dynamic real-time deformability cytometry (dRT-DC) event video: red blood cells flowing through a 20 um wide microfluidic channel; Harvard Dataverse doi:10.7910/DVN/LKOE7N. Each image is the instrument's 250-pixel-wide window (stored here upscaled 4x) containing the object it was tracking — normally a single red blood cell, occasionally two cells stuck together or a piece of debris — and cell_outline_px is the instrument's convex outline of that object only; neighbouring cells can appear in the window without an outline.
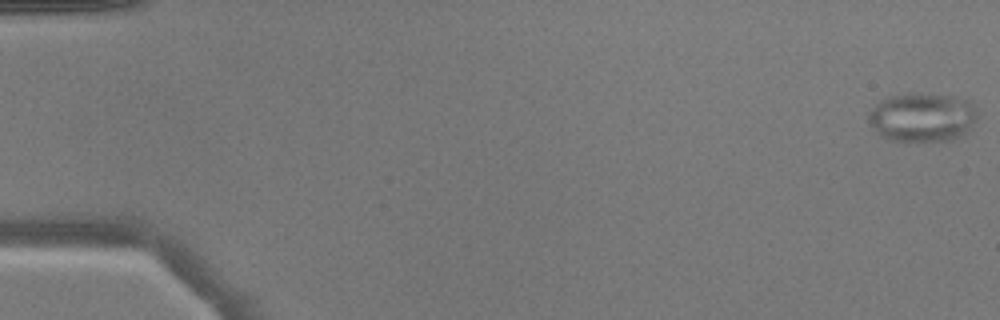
{"species": "common noctule bat (a hibernating species)", "species_latin": "Nyctalus noctula", "temperature_condition": "warm", "stored_images_in_passage": 51, "camera_frame_rate_fps": 3000, "um_per_image_px": 0.085, "animal": {"sex": "male", "body_mass_g": 17.9}, "frame": {"image": 1, "passage_image": 1, "time_ms": 0.0, "image_size_px": [1000, 320], "cell_outline_px": [[980, 116], [964, 136], [952, 140], [888, 140], [880, 136], [868, 124], [868, 116], [872, 108], [880, 100], [888, 96], [908, 92], [912, 92], [952, 96], [968, 100], [976, 108]], "centroid_in_image_um": [78.41, 9.95], "position_along_channel_um": 6.6, "area_um2": 31.62}}
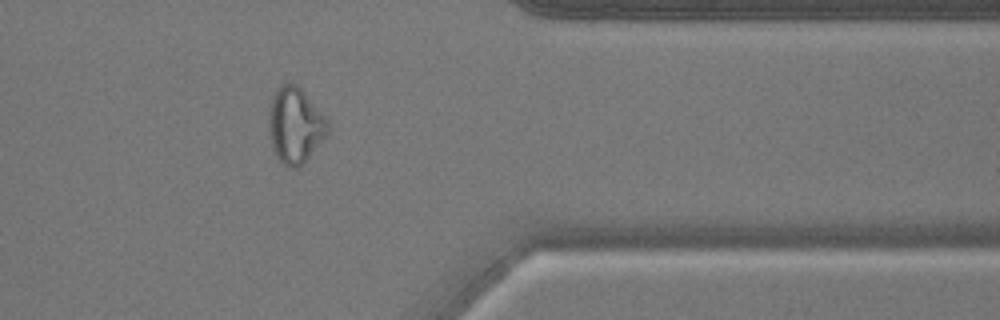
{"frame": {"image": 2, "passage_image": 42, "time_ms": 13.667, "image_size_px": [1000, 320], "cell_outline_px": [[332, 124], [328, 132], [308, 156], [296, 168], [292, 168], [284, 164], [276, 156], [272, 144], [268, 128], [268, 108], [272, 96], [276, 88], [280, 84], [296, 84], [304, 92]], "centroid_in_image_um": [25.06, 10.6], "position_along_channel_um": 386.3, "area_um2": 25.78}}
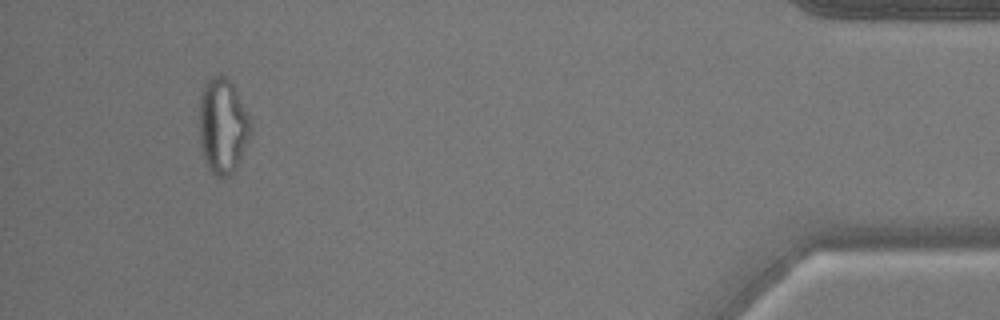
{"frame": {"image": 3, "passage_image": 48, "time_ms": 15.667, "image_size_px": [1000, 320], "cell_outline_px": [[252, 132], [236, 168], [224, 180], [220, 180], [212, 172], [204, 156], [200, 140], [200, 96], [204, 84], [216, 72], [224, 76], [232, 84], [252, 124]], "centroid_in_image_um": [18.94, 10.71], "position_along_channel_um": 416.3, "area_um2": 28.26}}